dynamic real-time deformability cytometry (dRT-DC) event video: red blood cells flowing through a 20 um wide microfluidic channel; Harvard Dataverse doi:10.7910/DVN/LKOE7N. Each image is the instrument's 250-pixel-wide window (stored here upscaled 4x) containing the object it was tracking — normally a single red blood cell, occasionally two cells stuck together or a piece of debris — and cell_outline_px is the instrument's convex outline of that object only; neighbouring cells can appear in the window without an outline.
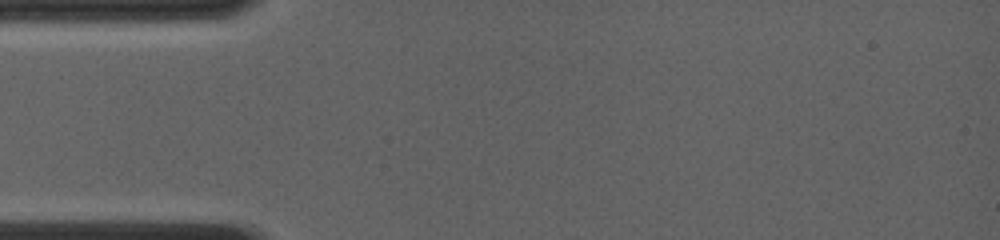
{"species": "common noctule bat (a hibernating species)", "species_latin": "Nyctalus noctula", "temperature_condition": "room temperature", "stored_images_in_passage": 1, "camera_frame_rate_fps": 4000, "um_per_image_px": 0.085, "animal": {"sex": "female", "body_mass_g": 19.0, "forearm_length_mm": 56.7}, "frame": {"image": 1, "passage_image": 1, "time_ms": 0.0, "image_size_px": [1000, 240], "cell_outline_px": [[604, 184], [592, 196], [536, 200], [540, 176], [556, 164], [604, 180]], "centroid_in_image_um": [48.17, 15.64], "position_along_channel_um": 36.8, "area_um2": 11.85}}